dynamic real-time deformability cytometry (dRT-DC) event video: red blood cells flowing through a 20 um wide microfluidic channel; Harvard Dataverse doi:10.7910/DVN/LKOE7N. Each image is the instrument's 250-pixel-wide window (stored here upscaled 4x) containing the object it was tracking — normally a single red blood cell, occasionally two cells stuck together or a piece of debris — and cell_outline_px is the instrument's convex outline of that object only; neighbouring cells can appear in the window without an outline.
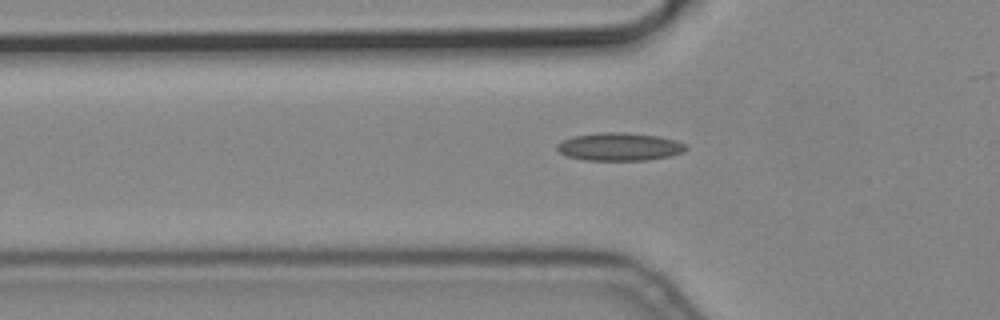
{"species": "common noctule bat (a hibernating species)", "species_latin": "Nyctalus noctula", "temperature_condition": "cold", "stored_images_in_passage": 3, "segment_of_instrument_passage": [2, 2], "camera_frame_rate_fps": 3000, "um_per_image_px": 0.085, "animal": {"sex": "male", "body_mass_g": 19.2, "forearm_length_mm": 51.8}, "frame": {"image": 1, "passage_image": 3, "time_ms": 0.667, "image_size_px": [1000, 320], "cell_outline_px": [[688, 148], [684, 152], [668, 156], [648, 160], [584, 160], [568, 156], [560, 152], [556, 148], [556, 144], [572, 136], [600, 132], [620, 132], [656, 136], [676, 140], [688, 144]], "centroid_in_image_um": [52.67, 12.47], "position_along_channel_um": 73.1, "area_um2": 20.98}}